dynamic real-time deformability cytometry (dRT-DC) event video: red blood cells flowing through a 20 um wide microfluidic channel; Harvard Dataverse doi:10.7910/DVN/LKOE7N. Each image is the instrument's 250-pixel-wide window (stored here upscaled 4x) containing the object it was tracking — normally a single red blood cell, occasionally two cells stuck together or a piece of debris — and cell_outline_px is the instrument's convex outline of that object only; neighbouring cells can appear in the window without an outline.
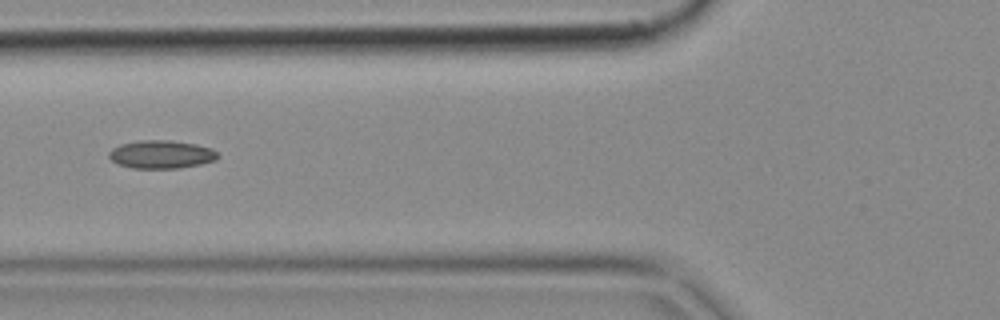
{"species": "common noctule bat (a hibernating species)", "species_latin": "Nyctalus noctula", "temperature_condition": "cold", "stored_images_in_passage": 5, "camera_frame_rate_fps": 3000, "um_per_image_px": 0.085, "animal": {"sex": "female", "body_mass_g": 18.4}, "frame": {"image": 1, "passage_image": 4, "time_ms": 1.0, "image_size_px": [1000, 320], "cell_outline_px": [[220, 156], [216, 160], [200, 164], [180, 168], [132, 168], [120, 164], [112, 160], [108, 156], [108, 152], [112, 148], [120, 144], [140, 140], [172, 140], [196, 144], [212, 148]], "centroid_in_image_um": [13.72, 13.11], "position_along_channel_um": 112.1, "area_um2": 17.92}}
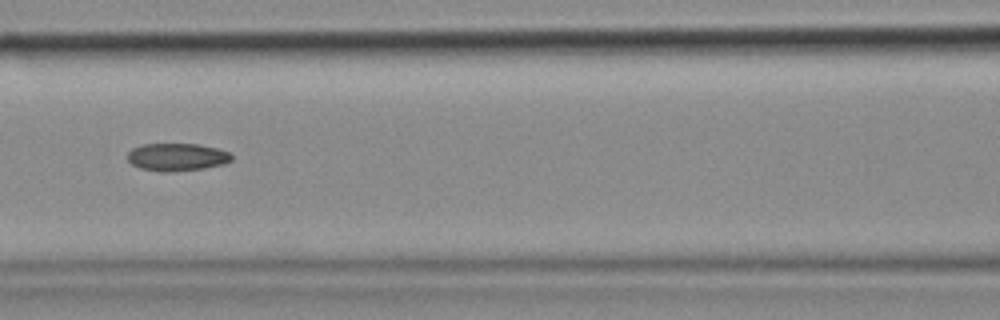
{"frame": {"image": 2, "passage_image": 5, "time_ms": 1.333, "image_size_px": [1000, 320], "cell_outline_px": [[232, 160], [224, 164], [204, 168], [172, 172], [160, 172], [140, 168], [132, 164], [128, 160], [128, 152], [132, 148], [140, 144], [200, 144], [232, 152]], "centroid_in_image_um": [15.05, 13.35], "position_along_channel_um": 151.5, "area_um2": 16.99}}